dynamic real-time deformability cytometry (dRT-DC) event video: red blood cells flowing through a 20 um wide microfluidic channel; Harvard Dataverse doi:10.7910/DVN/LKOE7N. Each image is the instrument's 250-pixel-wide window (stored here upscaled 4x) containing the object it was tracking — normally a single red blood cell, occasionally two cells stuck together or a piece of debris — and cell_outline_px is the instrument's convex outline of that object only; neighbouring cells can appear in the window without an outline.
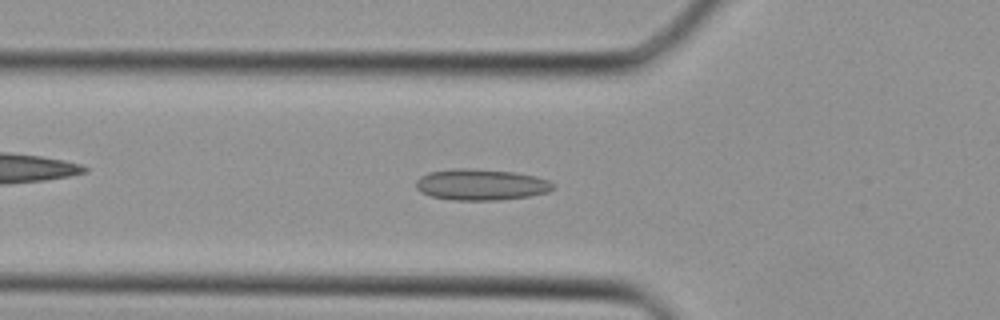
{"species": "Egyptian fruit bat (a non-hibernating species)", "species_latin": "Rousettus aegyptiacus", "temperature_condition": "cold", "stored_images_in_passage": 38, "camera_frame_rate_fps": 3000, "um_per_image_px": 0.085, "animal": {"sex": "female"}, "frame": {"image": 1, "passage_image": 13, "time_ms": 4.0, "image_size_px": [1000, 320], "cell_outline_px": [[556, 184], [548, 192], [528, 196], [496, 200], [452, 200], [432, 196], [420, 192], [416, 188], [416, 180], [420, 176], [428, 172], [452, 168], [468, 168], [512, 172], [536, 176], [548, 180]], "centroid_in_image_um": [40.85, 15.69], "position_along_channel_um": 84.9, "area_um2": 24.91}}
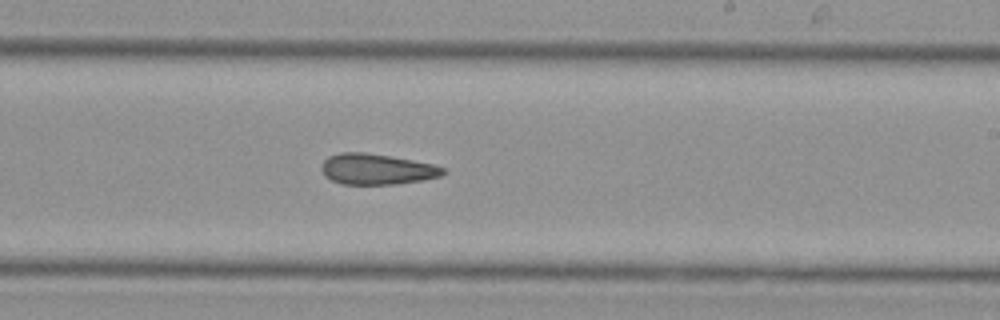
{"frame": {"image": 2, "passage_image": 23, "time_ms": 7.333, "image_size_px": [1000, 320], "cell_outline_px": [[444, 172], [440, 176], [420, 180], [396, 184], [344, 184], [332, 180], [324, 176], [320, 168], [320, 164], [328, 156], [340, 152], [364, 152], [412, 160], [432, 164], [444, 168]], "centroid_in_image_um": [31.95, 14.37], "position_along_channel_um": 257.1, "area_um2": 21.62}}
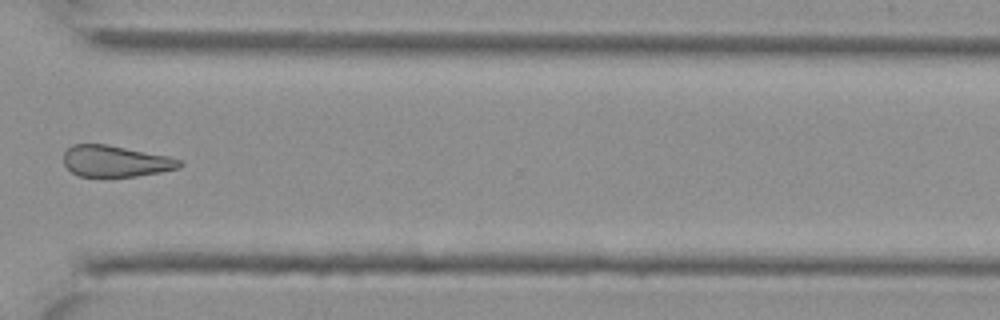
{"frame": {"image": 3, "passage_image": 29, "time_ms": 9.333, "image_size_px": [1000, 320], "cell_outline_px": [[184, 164], [180, 168], [160, 172], [136, 176], [80, 176], [72, 172], [64, 164], [64, 152], [72, 144], [108, 144], [168, 156], [180, 160]], "centroid_in_image_um": [9.83, 13.69], "position_along_channel_um": 360.8, "area_um2": 21.1}}